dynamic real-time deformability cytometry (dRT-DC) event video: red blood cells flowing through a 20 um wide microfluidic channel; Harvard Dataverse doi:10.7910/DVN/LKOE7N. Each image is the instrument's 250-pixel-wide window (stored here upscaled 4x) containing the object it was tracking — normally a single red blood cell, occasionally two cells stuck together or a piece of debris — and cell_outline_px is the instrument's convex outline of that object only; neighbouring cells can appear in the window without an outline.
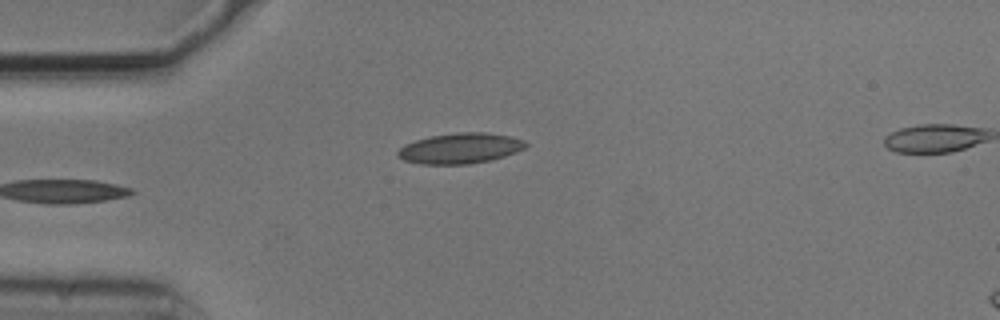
{"species": "common noctule bat (a hibernating species)", "species_latin": "Nyctalus noctula", "temperature_condition": "cold", "stored_images_in_passage": 5, "camera_frame_rate_fps": 3000, "um_per_image_px": 0.085, "animal": {"sex": "male", "body_mass_g": 20.5, "forearm_length_mm": 52.5}, "frame": {"image": 1, "passage_image": 5, "time_ms": 1.333, "image_size_px": [1000, 320], "cell_outline_px": [[528, 144], [524, 148], [516, 152], [492, 160], [468, 164], [420, 164], [404, 160], [396, 156], [396, 152], [404, 144], [428, 136], [456, 132], [484, 132], [512, 136], [524, 140]], "centroid_in_image_um": [39.1, 12.6], "position_along_channel_um": 45.9, "area_um2": 22.95}}